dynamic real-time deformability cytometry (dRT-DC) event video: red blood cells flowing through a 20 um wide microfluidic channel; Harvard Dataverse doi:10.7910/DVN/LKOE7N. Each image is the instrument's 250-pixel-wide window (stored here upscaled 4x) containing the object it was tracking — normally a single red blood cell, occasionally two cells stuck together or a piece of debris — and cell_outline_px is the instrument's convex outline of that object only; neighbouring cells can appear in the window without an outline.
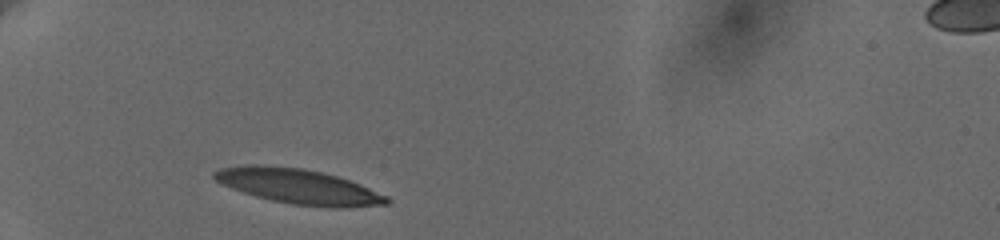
{"species": "human", "species_latin": "Homo sapiens", "temperature_condition": "cold", "stored_images_in_passage": 32, "camera_frame_rate_fps": 3000, "um_per_image_px": 0.085, "donor": {"sex": "female"}, "frame": {"image": 1, "passage_image": 1, "time_ms": 0.0, "image_size_px": [1000, 240], "cell_outline_px": [[392, 200], [388, 204], [336, 208], [332, 208], [292, 204], [272, 200], [256, 196], [232, 188], [216, 180], [212, 176], [212, 172], [220, 168], [252, 164], [264, 164], [304, 168], [336, 176], [360, 184], [388, 196]], "centroid_in_image_um": [25.38, 15.84], "position_along_channel_um": 59.6, "area_um2": 35.03}}
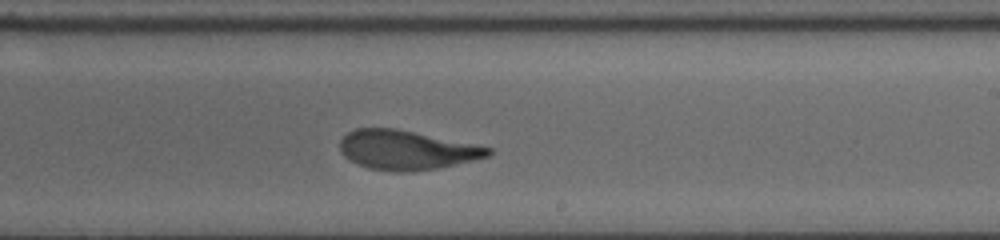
{"frame": {"image": 2, "passage_image": 19, "time_ms": 6.0, "image_size_px": [1000, 240], "cell_outline_px": [[492, 152], [488, 156], [472, 160], [436, 168], [408, 172], [396, 172], [368, 168], [356, 164], [348, 160], [340, 152], [340, 140], [348, 132], [356, 128], [396, 128], [476, 144], [492, 148]], "centroid_in_image_um": [34.51, 12.74], "position_along_channel_um": 254.5, "area_um2": 33.99}}
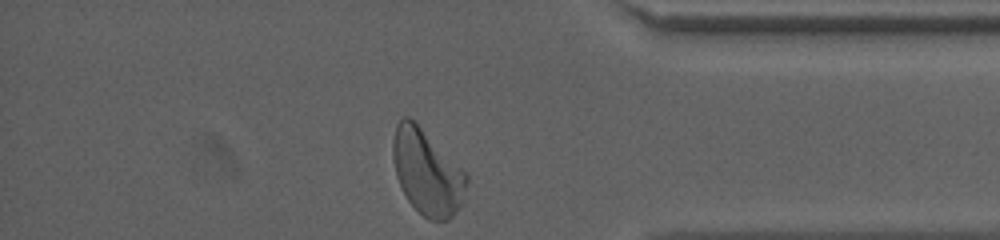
{"frame": {"image": 3, "passage_image": 32, "time_ms": 10.333, "image_size_px": [1000, 240], "cell_outline_px": [[468, 180], [460, 204], [452, 216], [448, 220], [428, 220], [408, 200], [396, 176], [392, 156], [392, 140], [396, 124], [404, 116], [408, 116], [468, 176]], "centroid_in_image_um": [36.25, 14.65], "position_along_channel_um": 398.9, "area_um2": 35.37}, "authors_computed_cell_mechanics": {"area_um2": 34.8245, "velocity_mm_per_s": 3.6138, "shape_relaxation_time_tau1_ms": 3.8784, "shape_relaxation_time_tau2_ms": 1.2162, "deformation_change_tau1": 0.1869, "deformation_change_tau2": 0.0821}}